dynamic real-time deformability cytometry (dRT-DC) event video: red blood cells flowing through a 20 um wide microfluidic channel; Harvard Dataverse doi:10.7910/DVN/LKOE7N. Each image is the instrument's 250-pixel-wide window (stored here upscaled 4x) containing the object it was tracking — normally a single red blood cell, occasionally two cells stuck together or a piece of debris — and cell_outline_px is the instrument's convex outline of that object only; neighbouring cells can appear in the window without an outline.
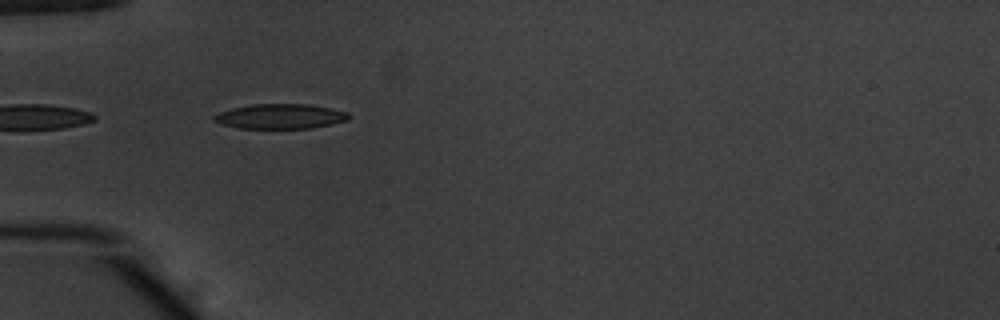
{"species": "common noctule bat (a hibernating species)", "species_latin": "Nyctalus noctula", "temperature_condition": "warm", "stored_images_in_passage": 5, "camera_frame_rate_fps": 3000, "um_per_image_px": 0.085, "animal": {"sex": "male", "body_mass_g": 20.1, "forearm_length_mm": 53.5}, "frame": {"image": 1, "passage_image": 2, "time_ms": 0.333, "image_size_px": [1000, 320], "cell_outline_px": [[352, 116], [348, 120], [332, 124], [312, 128], [240, 128], [224, 124], [212, 120], [212, 116], [220, 112], [232, 108], [252, 104], [308, 104], [348, 112]], "centroid_in_image_um": [23.85, 9.89], "position_along_channel_um": 61.2, "area_um2": 19.42}}